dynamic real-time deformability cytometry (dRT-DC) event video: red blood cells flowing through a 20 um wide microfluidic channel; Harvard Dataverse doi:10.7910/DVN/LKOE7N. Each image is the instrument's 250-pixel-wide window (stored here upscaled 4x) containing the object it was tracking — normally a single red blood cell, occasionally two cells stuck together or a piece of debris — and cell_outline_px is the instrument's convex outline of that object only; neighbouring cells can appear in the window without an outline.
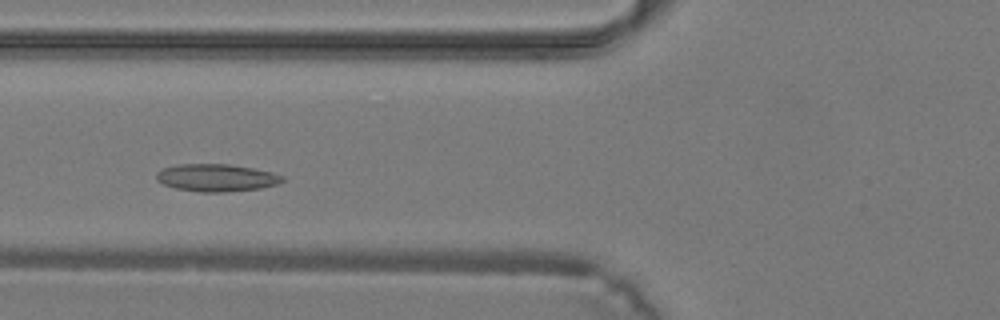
{"species": "common noctule bat (a hibernating species)", "species_latin": "Nyctalus noctula", "temperature_condition": "warm", "stored_images_in_passage": 27, "camera_frame_rate_fps": 3000, "um_per_image_px": 0.085, "animal": {"sex": "male", "body_mass_g": 19.2, "forearm_length_mm": 51.8}, "frame": {"image": 1, "passage_image": 3, "time_ms": 0.667, "image_size_px": [1000, 320], "cell_outline_px": [[284, 180], [276, 184], [260, 188], [224, 192], [200, 192], [176, 188], [164, 184], [156, 180], [156, 172], [164, 168], [180, 164], [228, 164], [252, 168], [272, 172], [284, 176]], "centroid_in_image_um": [18.39, 15.1], "position_along_channel_um": 107.4, "area_um2": 20.0}}
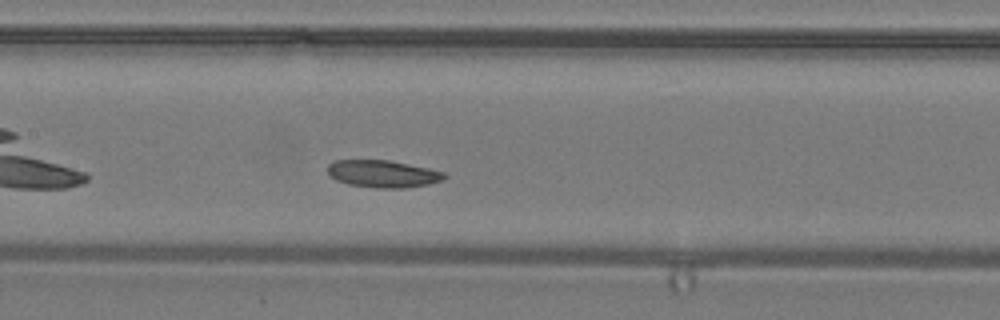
{"frame": {"image": 2, "passage_image": 7, "time_ms": 2.0, "image_size_px": [1000, 320], "cell_outline_px": [[448, 176], [444, 180], [428, 184], [404, 188], [376, 188], [348, 184], [336, 180], [328, 172], [328, 164], [332, 160], [388, 160], [428, 168], [444, 172]], "centroid_in_image_um": [32.55, 14.77], "position_along_channel_um": 174.8, "area_um2": 18.55}}
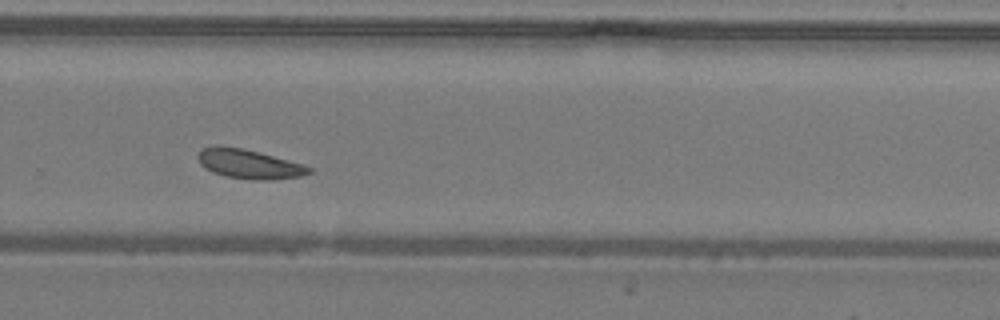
{"frame": {"image": 3, "passage_image": 15, "time_ms": 4.667, "image_size_px": [1000, 320], "cell_outline_px": [[312, 172], [300, 176], [272, 180], [252, 180], [224, 176], [212, 172], [204, 168], [200, 164], [196, 156], [200, 148], [216, 144], [220, 144], [240, 148], [304, 164], [312, 168]], "centroid_in_image_um": [21.09, 13.93], "position_along_channel_um": 308.7, "area_um2": 19.19}}